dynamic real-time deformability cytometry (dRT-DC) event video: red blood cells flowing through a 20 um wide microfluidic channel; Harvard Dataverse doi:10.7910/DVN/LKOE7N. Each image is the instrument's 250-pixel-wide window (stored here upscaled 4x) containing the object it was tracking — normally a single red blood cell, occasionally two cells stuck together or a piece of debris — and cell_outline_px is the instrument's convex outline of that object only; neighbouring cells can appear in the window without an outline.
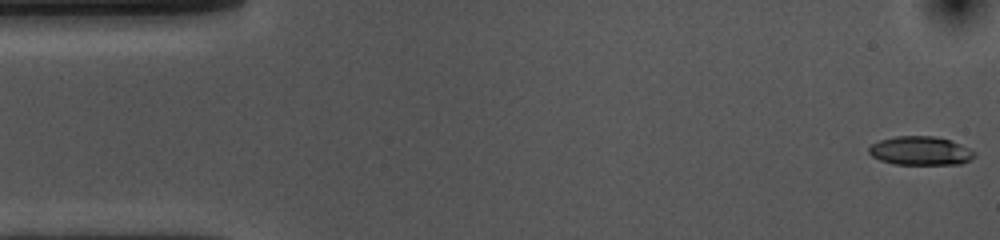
{"species": "common noctule bat (a hibernating species)", "species_latin": "Nyctalus noctula", "temperature_condition": "cold", "stored_images_in_passage": 54, "camera_frame_rate_fps": 3000, "um_per_image_px": 0.085, "animal": {"sex": "female", "body_mass_g": 10.0, "forearm_length_mm": 53.1}, "frame": {"image": 1, "passage_image": 1, "time_ms": 0.0, "image_size_px": [1000, 240], "cell_outline_px": [[976, 156], [960, 164], [892, 164], [880, 160], [872, 156], [868, 152], [868, 148], [872, 144], [880, 140], [896, 136], [932, 136], [948, 140], [960, 144], [976, 152]], "centroid_in_image_um": [78.22, 12.82], "position_along_channel_um": 6.8, "area_um2": 17.57}}
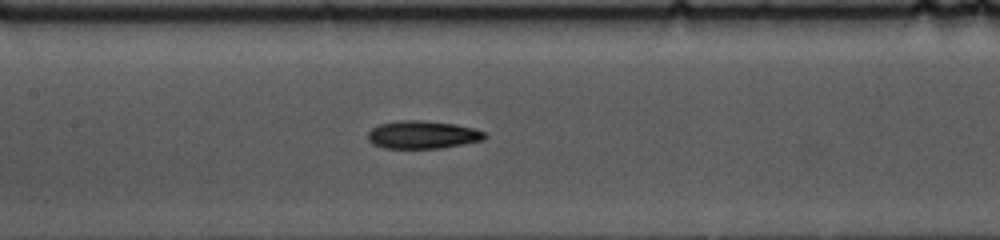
{"frame": {"image": 2, "passage_image": 24, "time_ms": 7.667, "image_size_px": [1000, 240], "cell_outline_px": [[488, 136], [484, 140], [440, 148], [384, 148], [372, 144], [368, 140], [368, 132], [372, 128], [380, 124], [400, 120], [424, 120], [456, 124], [472, 128], [484, 132]], "centroid_in_image_um": [35.91, 11.45], "position_along_channel_um": 171.5, "area_um2": 19.02}}
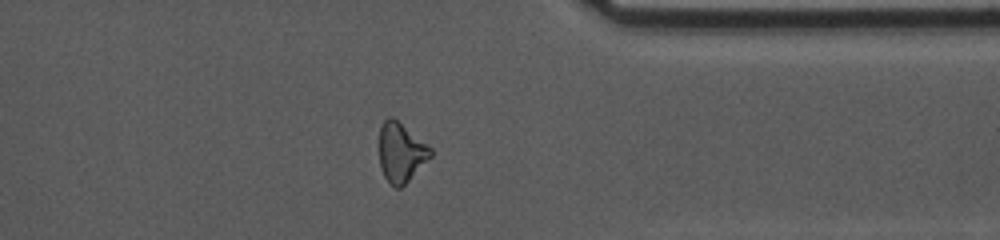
{"frame": {"image": 3, "passage_image": 42, "time_ms": 13.667, "image_size_px": [1000, 240], "cell_outline_px": [[432, 156], [400, 188], [396, 188], [384, 176], [380, 164], [380, 124], [388, 116], [392, 116], [432, 148]], "centroid_in_image_um": [34.08, 12.92], "position_along_channel_um": 377.3, "area_um2": 17.46}, "authors_computed_cell_mechanics": {"area_um2": 18.4671, "velocity_mm_per_s": 3.6151, "shape_relaxation_time_tau1_ms": 4.1927, "shape_relaxation_time_tau2_ms": 4.8001, "deformation_change_tau1": 0.1416, "deformation_change_tau2": 0.134}}